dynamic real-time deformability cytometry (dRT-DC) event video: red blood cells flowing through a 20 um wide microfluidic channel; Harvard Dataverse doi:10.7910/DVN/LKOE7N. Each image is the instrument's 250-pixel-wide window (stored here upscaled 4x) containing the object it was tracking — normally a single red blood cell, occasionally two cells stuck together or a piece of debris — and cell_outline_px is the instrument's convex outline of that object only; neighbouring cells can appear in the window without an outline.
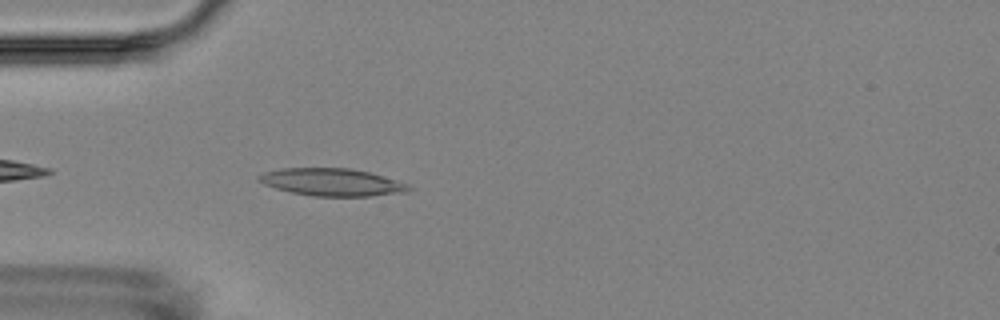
{"species": "Egyptian fruit bat (a non-hibernating species)", "species_latin": "Rousettus aegyptiacus", "temperature_condition": "room temperature", "stored_images_in_passage": 2, "camera_frame_rate_fps": 3000, "um_per_image_px": 0.085, "animal": {"sex": "female"}, "frame": {"image": 1, "passage_image": 2, "time_ms": 1.333, "image_size_px": [1000, 320], "cell_outline_px": [[412, 188], [408, 192], [372, 196], [312, 196], [292, 192], [276, 188], [264, 184], [256, 180], [256, 176], [264, 172], [280, 168], [348, 168], [368, 172], [408, 184]], "centroid_in_image_um": [28.18, 15.48], "position_along_channel_um": 56.8, "area_um2": 23.93}}